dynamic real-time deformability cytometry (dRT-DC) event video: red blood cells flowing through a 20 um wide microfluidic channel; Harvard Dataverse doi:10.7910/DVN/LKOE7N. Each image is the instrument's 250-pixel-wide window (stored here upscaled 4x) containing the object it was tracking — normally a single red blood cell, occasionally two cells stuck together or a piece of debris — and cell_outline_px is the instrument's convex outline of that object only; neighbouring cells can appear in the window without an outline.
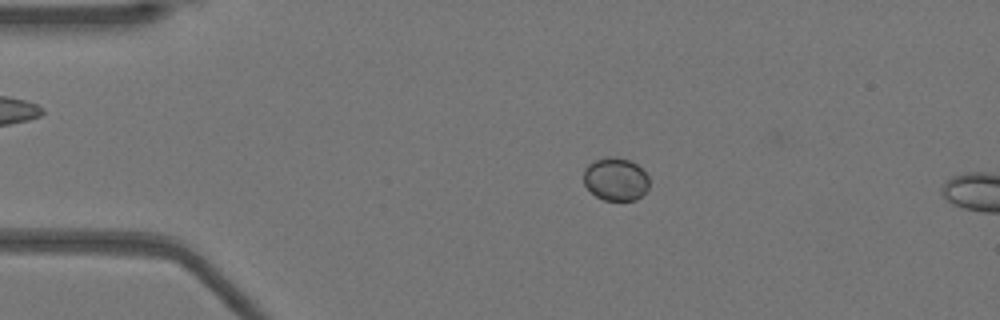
{"species": "Egyptian fruit bat (a non-hibernating species)", "species_latin": "Rousettus aegyptiacus", "temperature_condition": "warm", "stored_images_in_passage": 13, "camera_frame_rate_fps": 3000, "um_per_image_px": 0.085, "animal": {"sex": "female"}, "frame": {"image": 1, "passage_image": 10, "time_ms": 3.0, "image_size_px": [1000, 320], "cell_outline_px": [[648, 188], [636, 200], [604, 200], [596, 196], [584, 184], [584, 168], [588, 164], [604, 156], [608, 156], [628, 160], [636, 164], [648, 176]], "centroid_in_image_um": [52.31, 15.22], "position_along_channel_um": 32.7, "area_um2": 16.24}}